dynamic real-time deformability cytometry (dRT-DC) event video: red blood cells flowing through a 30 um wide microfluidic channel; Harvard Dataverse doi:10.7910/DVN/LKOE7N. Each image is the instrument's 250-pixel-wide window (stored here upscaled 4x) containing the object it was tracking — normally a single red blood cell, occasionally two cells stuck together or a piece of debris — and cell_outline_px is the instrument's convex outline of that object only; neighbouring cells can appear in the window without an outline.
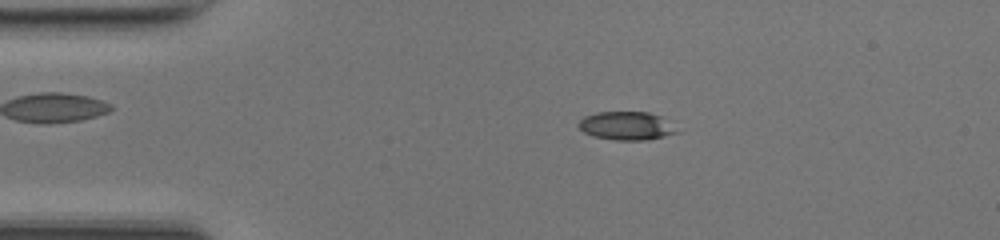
{"species": "common noctule bat (a hibernating species)", "species_latin": "Nyctalus noctula", "temperature_condition": "room temperature", "stored_images_in_passage": 48, "camera_frame_rate_fps": 3000, "um_per_image_px": 0.085, "animal": {"sex": "female", "body_mass_g": 17.0, "forearm_length_mm": 48.0}, "frame": {"image": 1, "passage_image": 9, "time_ms": 2.667, "image_size_px": [1000, 240], "cell_outline_px": [[680, 132], [648, 140], [616, 140], [592, 136], [584, 132], [576, 124], [584, 116], [596, 112], [648, 112], [660, 116]], "centroid_in_image_um": [53.21, 10.7], "position_along_channel_um": 31.8, "area_um2": 16.18}}
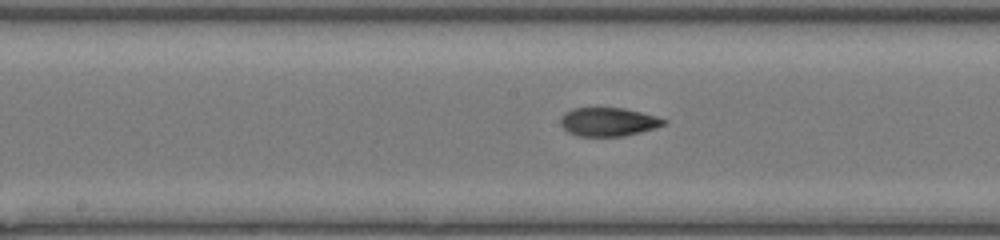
{"frame": {"image": 2, "passage_image": 24, "time_ms": 7.667, "image_size_px": [1000, 240], "cell_outline_px": [[668, 124], [656, 128], [624, 136], [576, 136], [568, 132], [560, 124], [560, 120], [564, 112], [572, 108], [624, 108], [656, 116], [668, 120]], "centroid_in_image_um": [51.72, 10.36], "position_along_channel_um": 196.5, "area_um2": 17.34}}
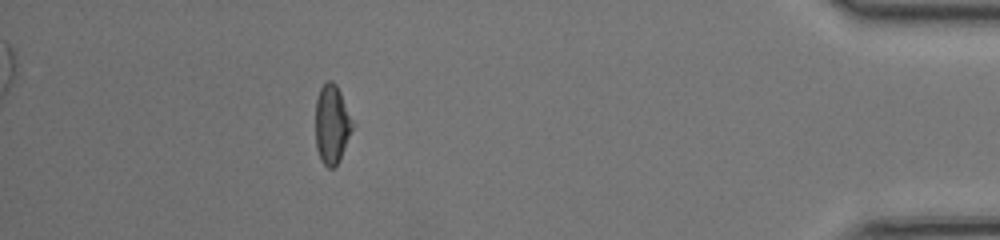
{"frame": {"image": 3, "passage_image": 43, "time_ms": 14.0, "image_size_px": [1000, 240], "cell_outline_px": [[356, 124], [340, 160], [332, 168], [328, 168], [320, 160], [316, 148], [316, 100], [320, 88], [328, 80], [332, 80], [336, 84]], "centroid_in_image_um": [28.24, 10.58], "position_along_channel_um": 407.0, "area_um2": 17.4}, "authors_computed_cell_mechanics": {"area_um2": 17.2822, "velocity_mm_per_s": 4.2327, "shape_relaxation_time_tau1_ms": 3.6887, "shape_relaxation_time_tau2_ms": 2.2797, "deformation_change_tau1": 0.1543, "deformation_change_tau2": 0.0941}}